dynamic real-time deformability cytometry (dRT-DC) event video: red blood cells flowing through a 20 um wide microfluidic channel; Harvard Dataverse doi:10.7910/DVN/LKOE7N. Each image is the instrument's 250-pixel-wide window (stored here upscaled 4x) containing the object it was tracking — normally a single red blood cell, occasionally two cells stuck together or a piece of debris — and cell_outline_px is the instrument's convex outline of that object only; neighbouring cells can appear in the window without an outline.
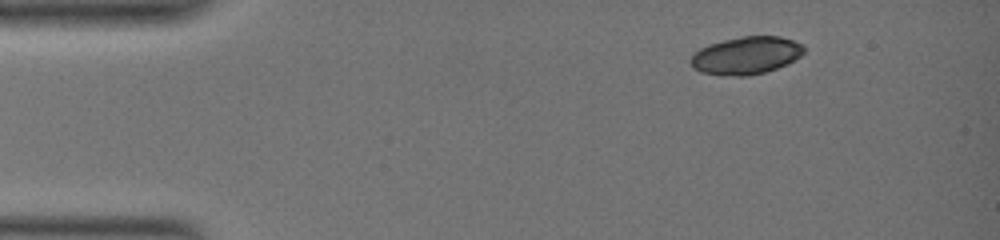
{"species": "common noctule bat (a hibernating species)", "species_latin": "Nyctalus noctula", "temperature_condition": "warm", "stored_images_in_passage": 5, "camera_frame_rate_fps": 3000, "um_per_image_px": 0.085, "animal": {"sex": "female", "body_mass_g": 19.0, "forearm_length_mm": 51.5}, "frame": {"image": 1, "passage_image": 1, "time_ms": 0.0, "image_size_px": [1000, 240], "cell_outline_px": [[804, 52], [800, 56], [788, 64], [764, 72], [748, 76], [724, 76], [700, 72], [692, 68], [692, 56], [700, 48], [708, 44], [724, 40], [744, 36], [780, 36], [804, 44]], "centroid_in_image_um": [63.44, 4.72], "position_along_channel_um": 21.6, "area_um2": 24.85}}